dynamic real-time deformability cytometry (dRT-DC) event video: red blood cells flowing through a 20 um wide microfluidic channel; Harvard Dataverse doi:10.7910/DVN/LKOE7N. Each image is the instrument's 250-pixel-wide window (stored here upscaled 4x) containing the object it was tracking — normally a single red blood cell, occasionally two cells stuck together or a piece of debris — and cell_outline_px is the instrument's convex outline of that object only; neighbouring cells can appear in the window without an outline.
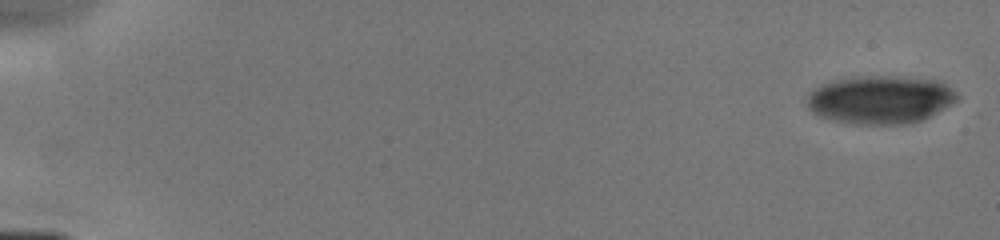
{"species": "human", "species_latin": "Homo sapiens", "temperature_condition": "cold", "stored_images_in_passage": 10, "camera_frame_rate_fps": 3000, "um_per_image_px": 0.085, "donor": {"sex": "male"}, "frame": {"image": 1, "passage_image": 1, "time_ms": 0.0, "image_size_px": [1000, 240], "cell_outline_px": [[960, 96], [952, 104], [924, 120], [908, 124], [852, 124], [832, 120], [820, 116], [812, 112], [808, 108], [808, 92], [820, 84], [836, 80], [860, 76], [892, 76], [944, 80]], "centroid_in_image_um": [74.87, 8.47], "position_along_channel_um": 10.1, "area_um2": 42.66}}
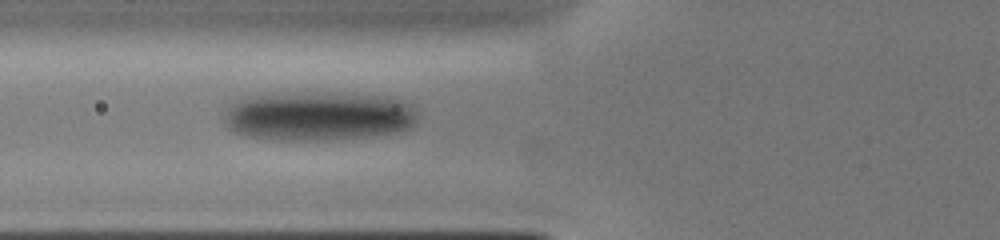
{"frame": {"image": 2, "passage_image": 8, "time_ms": 6.333, "image_size_px": [1000, 240], "cell_outline_px": [[416, 120], [408, 128], [392, 132], [368, 136], [324, 140], [280, 140], [248, 136], [236, 132], [228, 128], [224, 120], [224, 116], [228, 104], [240, 96], [280, 92], [304, 92], [388, 96], [412, 104], [416, 116]], "centroid_in_image_um": [26.95, 9.84], "position_along_channel_um": 98.8, "area_um2": 55.89}}
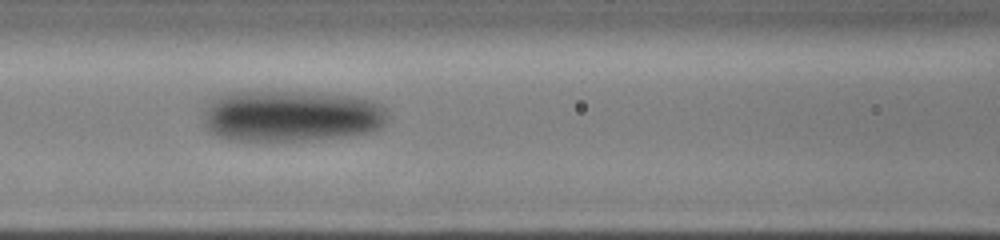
{"frame": {"image": 3, "passage_image": 9, "time_ms": 7.333, "image_size_px": [1000, 240], "cell_outline_px": [[388, 120], [380, 128], [368, 132], [348, 136], [308, 140], [228, 140], [216, 136], [204, 124], [204, 112], [208, 104], [216, 96], [232, 92], [308, 92], [348, 96], [372, 100], [380, 104], [388, 112]], "centroid_in_image_um": [24.76, 9.86], "position_along_channel_um": 141.8, "area_um2": 55.26}}